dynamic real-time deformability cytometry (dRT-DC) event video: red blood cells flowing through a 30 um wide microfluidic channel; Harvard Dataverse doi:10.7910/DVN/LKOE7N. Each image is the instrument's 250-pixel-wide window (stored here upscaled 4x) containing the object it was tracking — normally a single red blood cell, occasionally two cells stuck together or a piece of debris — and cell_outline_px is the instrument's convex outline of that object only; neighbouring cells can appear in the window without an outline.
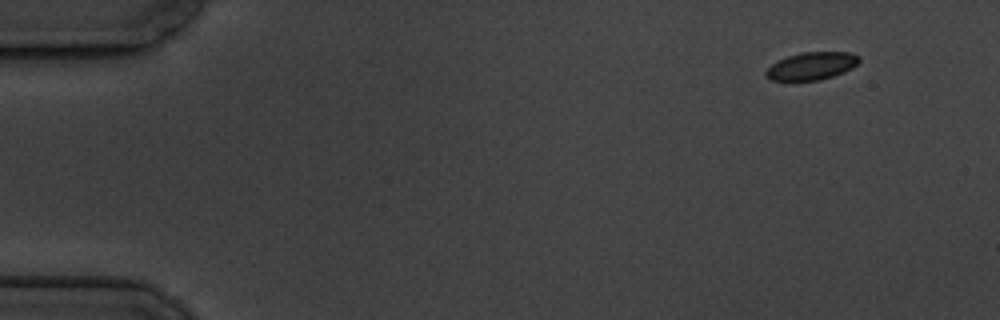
{"species": "common noctule bat (a hibernating species)", "species_latin": "Nyctalus noctula", "temperature_condition": "cold", "stored_images_in_passage": 5, "camera_frame_rate_fps": 3000, "um_per_image_px": 0.085, "animal": {"sex": "male", "body_mass_g": 19.5, "forearm_length_mm": 54.6}, "frame": {"image": 1, "passage_image": 1, "time_ms": 0.0, "image_size_px": [1000, 320], "cell_outline_px": [[860, 60], [852, 68], [844, 72], [820, 80], [772, 80], [764, 72], [772, 64], [788, 56], [804, 52], [852, 52], [860, 56]], "centroid_in_image_um": [69.04, 5.6], "position_along_channel_um": 16.0, "area_um2": 14.8}}
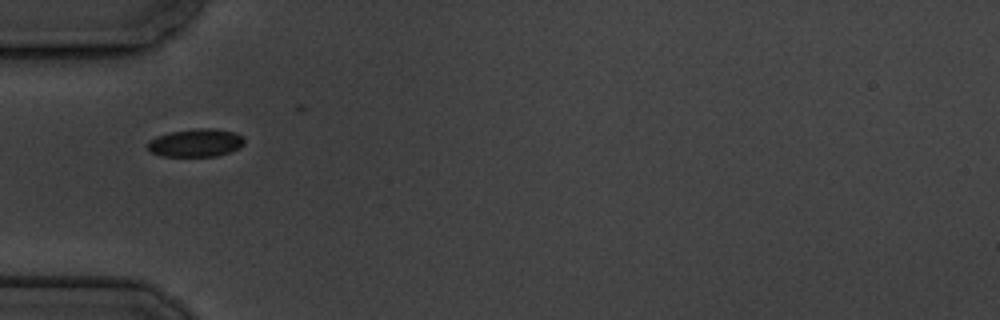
{"frame": {"image": 2, "passage_image": 5, "time_ms": 4.667, "image_size_px": [1000, 320], "cell_outline_px": [[244, 144], [240, 148], [216, 156], [160, 156], [148, 152], [148, 144], [156, 136], [168, 132], [196, 128], [216, 128], [236, 132], [244, 140]], "centroid_in_image_um": [16.64, 12.13], "position_along_channel_um": 68.4, "area_um2": 15.9}}